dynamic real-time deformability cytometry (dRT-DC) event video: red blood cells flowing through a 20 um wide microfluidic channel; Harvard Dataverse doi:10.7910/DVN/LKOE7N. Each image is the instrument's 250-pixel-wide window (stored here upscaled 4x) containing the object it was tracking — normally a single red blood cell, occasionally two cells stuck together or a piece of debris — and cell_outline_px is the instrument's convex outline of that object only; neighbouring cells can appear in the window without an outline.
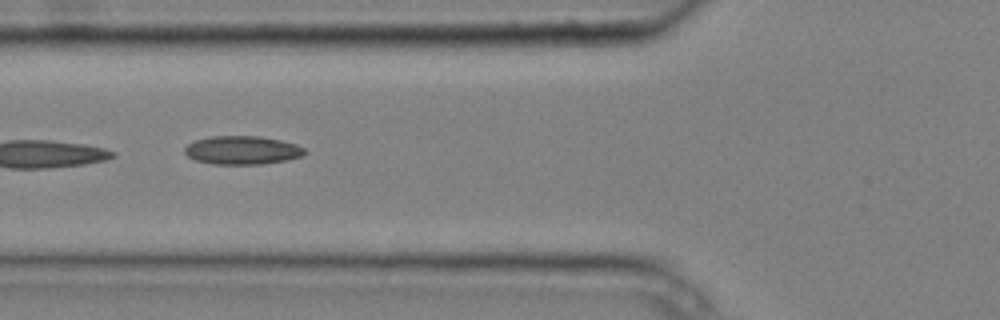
{"species": "common noctule bat (a hibernating species)", "species_latin": "Nyctalus noctula", "temperature_condition": "cold", "stored_images_in_passage": 6, "camera_frame_rate_fps": 3000, "um_per_image_px": 0.085, "animal": {"sex": "male", "body_mass_g": 20.4}, "frame": {"image": 1, "passage_image": 2, "time_ms": 0.333, "image_size_px": [1000, 320], "cell_outline_px": [[308, 152], [304, 156], [288, 160], [264, 164], [212, 164], [196, 160], [188, 156], [184, 152], [184, 148], [188, 144], [196, 140], [212, 136], [256, 136], [280, 140], [296, 144], [304, 148]], "centroid_in_image_um": [20.63, 12.77], "position_along_channel_um": 105.2, "area_um2": 20.0}}
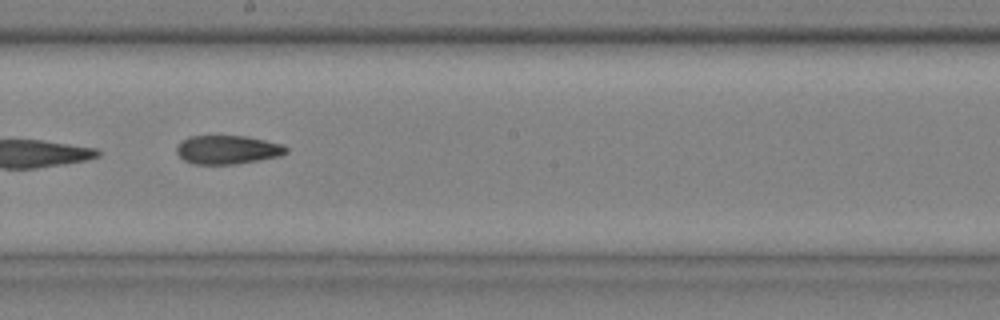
{"frame": {"image": 2, "passage_image": 5, "time_ms": 1.333, "image_size_px": [1000, 320], "cell_outline_px": [[288, 152], [280, 156], [260, 160], [236, 164], [192, 164], [184, 160], [176, 152], [176, 148], [180, 140], [188, 136], [248, 136], [284, 144], [288, 148]], "centroid_in_image_um": [19.35, 12.72], "position_along_channel_um": 228.8, "area_um2": 18.61}}
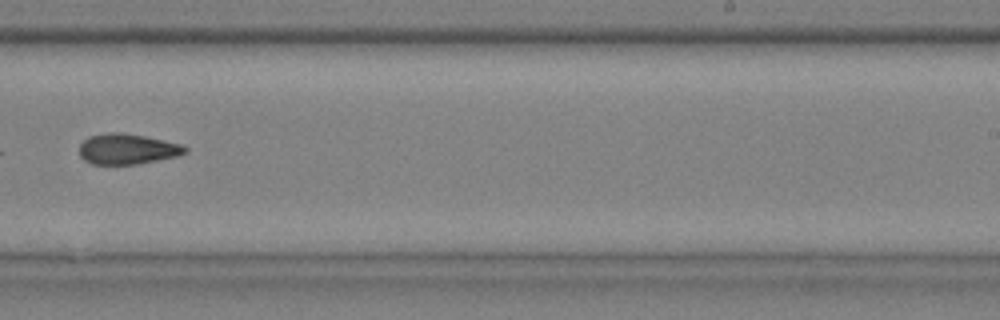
{"frame": {"image": 3, "passage_image": 6, "time_ms": 1.667, "image_size_px": [1000, 320], "cell_outline_px": [[188, 152], [180, 156], [136, 164], [92, 164], [84, 160], [80, 156], [80, 144], [88, 136], [108, 132], [120, 132], [144, 136], [180, 144], [188, 148]], "centroid_in_image_um": [10.82, 12.67], "position_along_channel_um": 278.2, "area_um2": 18.84}}